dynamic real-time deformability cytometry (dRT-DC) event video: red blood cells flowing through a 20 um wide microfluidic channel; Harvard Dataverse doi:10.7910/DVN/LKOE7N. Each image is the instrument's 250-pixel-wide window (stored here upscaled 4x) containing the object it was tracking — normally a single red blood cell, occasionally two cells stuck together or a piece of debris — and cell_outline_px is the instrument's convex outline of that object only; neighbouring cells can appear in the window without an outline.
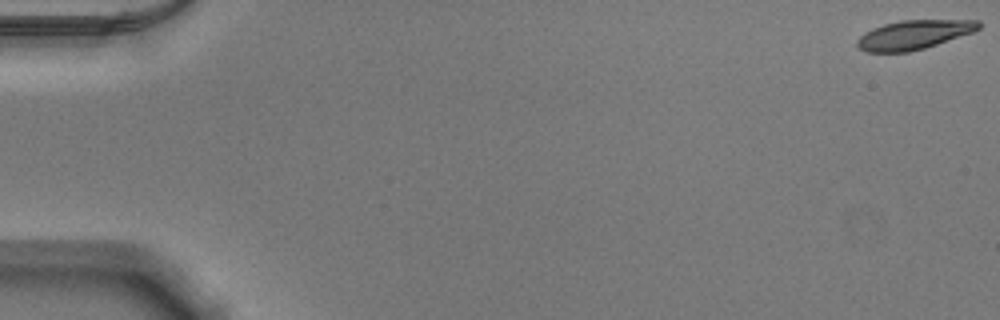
{"species": "Egyptian fruit bat (a non-hibernating species)", "species_latin": "Rousettus aegyptiacus", "temperature_condition": "warm", "stored_images_in_passage": 9, "camera_frame_rate_fps": 3000, "um_per_image_px": 0.085, "animal": {"sex": "male"}, "frame": {"image": 1, "passage_image": 1, "time_ms": 0.0, "image_size_px": [1000, 320], "cell_outline_px": [[980, 28], [972, 32], [924, 48], [908, 52], [868, 52], [860, 48], [856, 44], [856, 40], [864, 32], [872, 28], [884, 24], [900, 20], [980, 20]], "centroid_in_image_um": [77.64, 2.94], "position_along_channel_um": 7.4, "area_um2": 20.46}}